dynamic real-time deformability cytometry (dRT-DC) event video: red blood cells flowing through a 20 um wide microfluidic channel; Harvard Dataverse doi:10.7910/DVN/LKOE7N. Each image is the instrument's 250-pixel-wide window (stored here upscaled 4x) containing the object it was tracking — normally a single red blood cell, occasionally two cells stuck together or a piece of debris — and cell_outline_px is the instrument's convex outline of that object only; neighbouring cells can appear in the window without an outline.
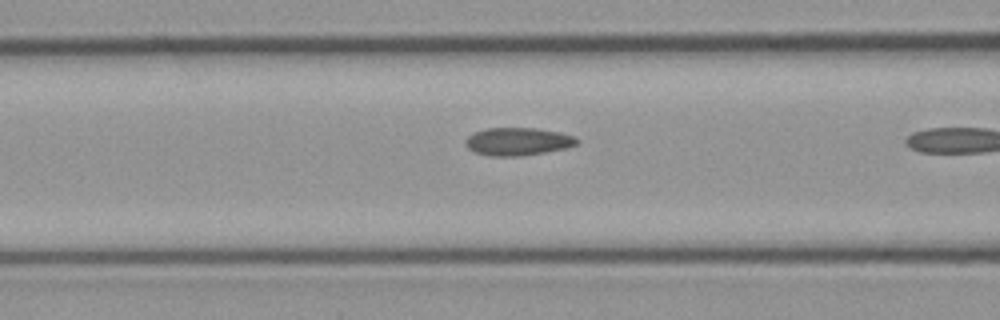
{"species": "common noctule bat (a hibernating species)", "species_latin": "Nyctalus noctula", "temperature_condition": "cold", "stored_images_in_passage": 10, "camera_frame_rate_fps": 3000, "um_per_image_px": 0.085, "animal": {"sex": "male", "body_mass_g": 23.1, "forearm_length_mm": 52.7}, "frame": {"image": 1, "passage_image": 9, "time_ms": 2.667, "image_size_px": [1000, 320], "cell_outline_px": [[580, 140], [576, 144], [568, 148], [520, 156], [492, 156], [472, 152], [464, 144], [464, 140], [468, 136], [476, 132], [488, 128], [536, 128], [560, 132], [572, 136]], "centroid_in_image_um": [44.0, 12.03], "position_along_channel_um": 122.6, "area_um2": 18.09}}